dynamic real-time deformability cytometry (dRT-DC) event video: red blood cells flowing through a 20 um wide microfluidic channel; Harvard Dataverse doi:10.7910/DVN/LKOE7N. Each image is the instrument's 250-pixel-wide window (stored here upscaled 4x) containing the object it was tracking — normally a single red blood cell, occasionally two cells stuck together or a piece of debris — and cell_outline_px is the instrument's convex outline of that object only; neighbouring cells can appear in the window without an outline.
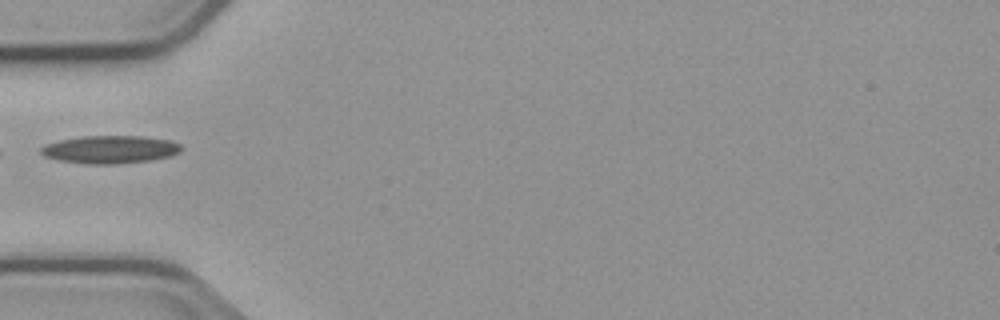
{"species": "common noctule bat (a hibernating species)", "species_latin": "Nyctalus noctula", "temperature_condition": "cold", "stored_images_in_passage": 4, "camera_frame_rate_fps": 3000, "um_per_image_px": 0.085, "animal": {"sex": "male", "body_mass_g": 23.1, "forearm_length_mm": 52.7}, "frame": {"image": 1, "passage_image": 3, "time_ms": 2.333, "image_size_px": [1000, 320], "cell_outline_px": [[180, 152], [168, 156], [148, 160], [116, 164], [88, 164], [60, 160], [44, 156], [40, 152], [40, 148], [44, 144], [60, 140], [84, 136], [144, 136], [172, 140], [180, 144]], "centroid_in_image_um": [9.34, 12.69], "position_along_channel_um": 75.7, "area_um2": 22.66}}
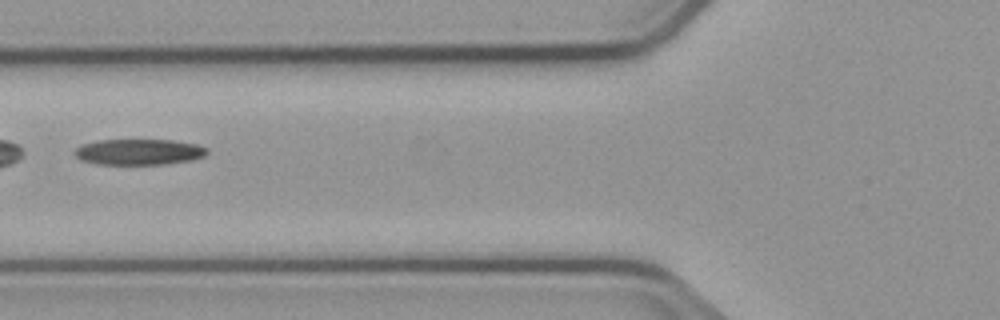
{"frame": {"image": 2, "passage_image": 4, "time_ms": 3.333, "image_size_px": [1000, 320], "cell_outline_px": [[208, 152], [204, 156], [192, 160], [164, 164], [96, 164], [80, 160], [76, 156], [76, 148], [80, 144], [96, 140], [172, 140], [196, 144], [208, 148]], "centroid_in_image_um": [11.8, 12.91], "position_along_channel_um": 114.0, "area_um2": 20.0}}